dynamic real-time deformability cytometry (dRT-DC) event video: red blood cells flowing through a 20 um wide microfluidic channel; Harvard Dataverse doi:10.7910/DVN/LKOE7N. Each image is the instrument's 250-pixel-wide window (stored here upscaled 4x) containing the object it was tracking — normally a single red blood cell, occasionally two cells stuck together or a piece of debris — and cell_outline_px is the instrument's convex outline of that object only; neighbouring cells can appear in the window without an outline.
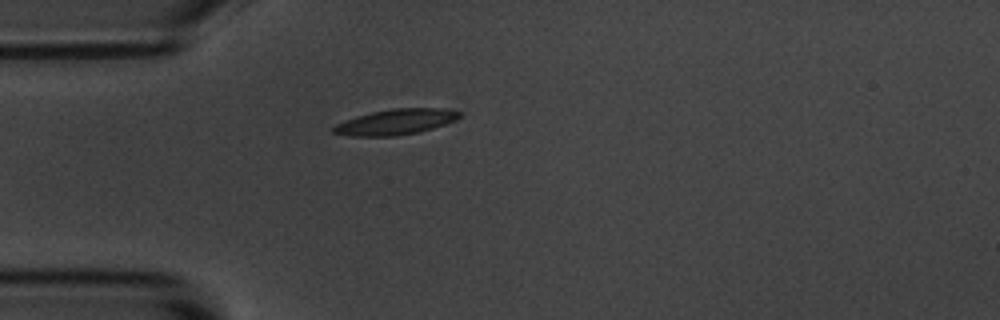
{"species": "common noctule bat (a hibernating species)", "species_latin": "Nyctalus noctula", "temperature_condition": "room temperature", "stored_images_in_passage": 4, "camera_frame_rate_fps": 3000, "um_per_image_px": 0.085, "animal": {"sex": "male", "body_mass_g": 20.1, "forearm_length_mm": 53.5}, "frame": {"image": 1, "passage_image": 4, "time_ms": 3.333, "image_size_px": [1000, 320], "cell_outline_px": [[460, 116], [444, 124], [420, 132], [396, 136], [352, 136], [332, 132], [332, 128], [336, 124], [344, 120], [356, 116], [372, 112], [392, 108], [440, 108], [460, 112]], "centroid_in_image_um": [33.58, 10.36], "position_along_channel_um": 51.4, "area_um2": 18.55}}